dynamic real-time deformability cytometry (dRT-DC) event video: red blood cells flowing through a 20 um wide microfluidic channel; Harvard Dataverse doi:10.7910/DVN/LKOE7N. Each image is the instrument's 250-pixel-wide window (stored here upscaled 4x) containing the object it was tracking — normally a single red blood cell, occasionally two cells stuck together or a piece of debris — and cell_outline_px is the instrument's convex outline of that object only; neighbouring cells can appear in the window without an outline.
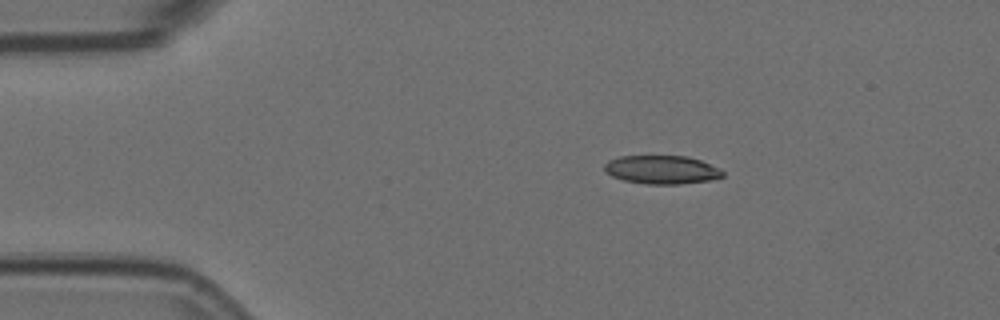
{"species": "Egyptian fruit bat (a non-hibernating species)", "species_latin": "Rousettus aegyptiacus", "temperature_condition": "room temperature", "stored_images_in_passage": 6, "camera_frame_rate_fps": 3000, "um_per_image_px": 0.085, "animal": {"sex": "female"}, "frame": {"image": 1, "passage_image": 3, "time_ms": 0.667, "image_size_px": [1000, 320], "cell_outline_px": [[724, 176], [708, 180], [680, 184], [648, 184], [624, 180], [612, 176], [604, 172], [604, 164], [608, 160], [620, 156], [688, 156], [700, 160], [720, 168], [724, 172]], "centroid_in_image_um": [56.23, 14.42], "position_along_channel_um": 28.8, "area_um2": 19.65}}
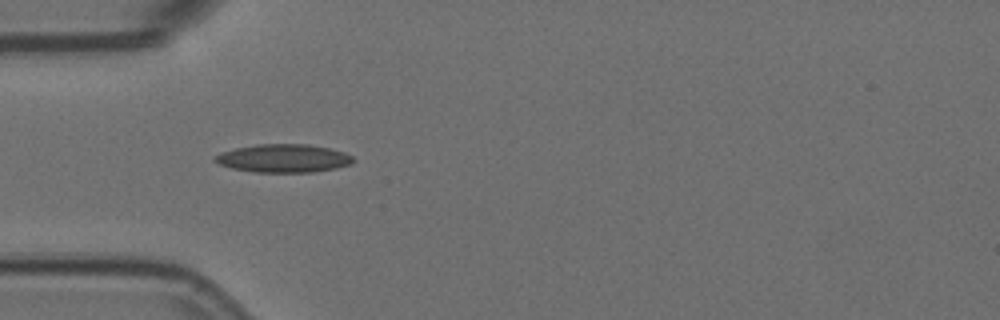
{"frame": {"image": 2, "passage_image": 5, "time_ms": 1.333, "image_size_px": [1000, 320], "cell_outline_px": [[356, 160], [352, 164], [336, 168], [312, 172], [256, 172], [232, 168], [220, 164], [212, 160], [212, 156], [220, 152], [236, 148], [256, 144], [308, 144], [328, 148], [344, 152], [352, 156]], "centroid_in_image_um": [24.09, 13.45], "position_along_channel_um": 60.9, "area_um2": 22.83}}
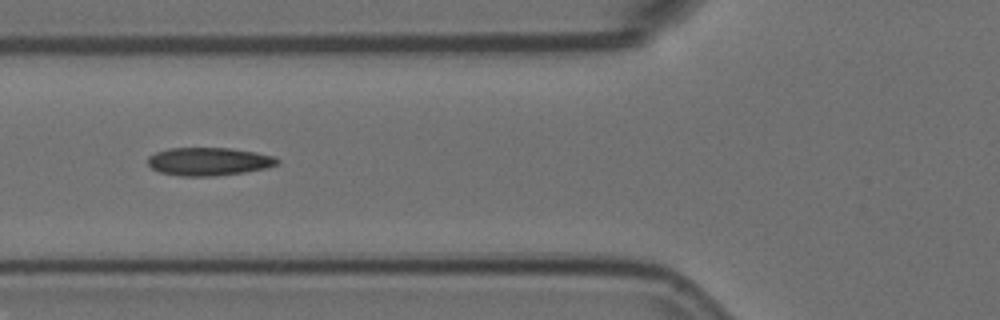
{"frame": {"image": 3, "passage_image": 6, "time_ms": 1.667, "image_size_px": [1000, 320], "cell_outline_px": [[280, 160], [276, 164], [268, 168], [244, 172], [216, 176], [180, 176], [160, 172], [152, 168], [148, 164], [148, 156], [156, 152], [168, 148], [228, 148], [256, 152], [276, 156]], "centroid_in_image_um": [17.76, 13.72], "position_along_channel_um": 108.0, "area_um2": 21.27}}